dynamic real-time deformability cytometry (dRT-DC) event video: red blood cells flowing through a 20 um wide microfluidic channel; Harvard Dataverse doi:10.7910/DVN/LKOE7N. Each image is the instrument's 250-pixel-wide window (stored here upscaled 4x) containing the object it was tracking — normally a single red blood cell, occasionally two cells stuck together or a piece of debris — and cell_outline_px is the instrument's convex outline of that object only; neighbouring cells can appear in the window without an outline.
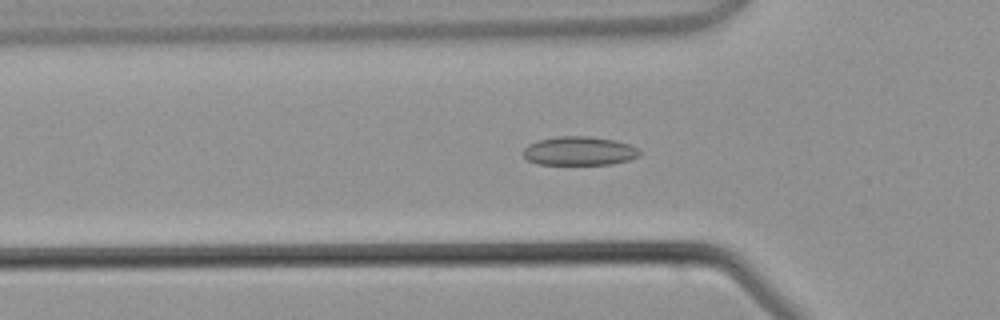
{"species": "common noctule bat (a hibernating species)", "species_latin": "Nyctalus noctula", "temperature_condition": "warm", "stored_images_in_passage": 43, "camera_frame_rate_fps": 3000, "um_per_image_px": 0.085, "animal": {"sex": "male", "body_mass_g": 21.5, "forearm_length_mm": 52.0}, "frame": {"image": 1, "passage_image": 13, "time_ms": 4.0, "image_size_px": [1000, 320], "cell_outline_px": [[640, 156], [628, 160], [612, 164], [536, 164], [528, 160], [524, 156], [524, 148], [528, 144], [540, 140], [556, 136], [588, 136], [616, 140], [628, 144], [636, 148], [640, 152]], "centroid_in_image_um": [49.23, 12.83], "position_along_channel_um": 76.6, "area_um2": 19.48}}
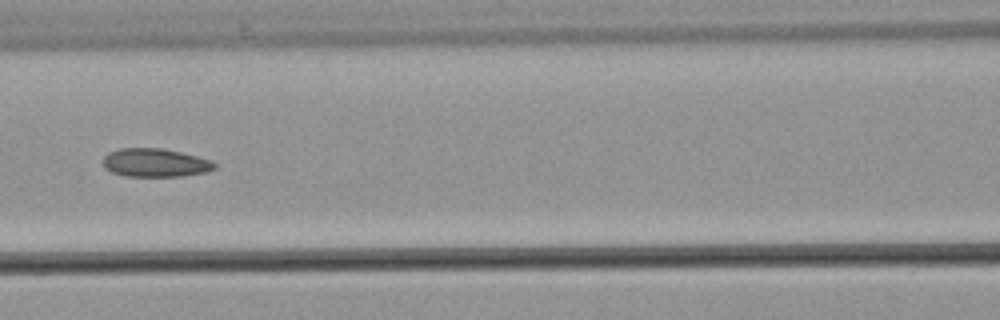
{"frame": {"image": 2, "passage_image": 18, "time_ms": 5.667, "image_size_px": [1000, 320], "cell_outline_px": [[216, 168], [208, 172], [180, 176], [124, 176], [112, 172], [104, 168], [104, 156], [108, 152], [120, 148], [164, 148], [212, 160], [216, 164]], "centroid_in_image_um": [13.2, 13.83], "position_along_channel_um": 153.4, "area_um2": 18.55}}
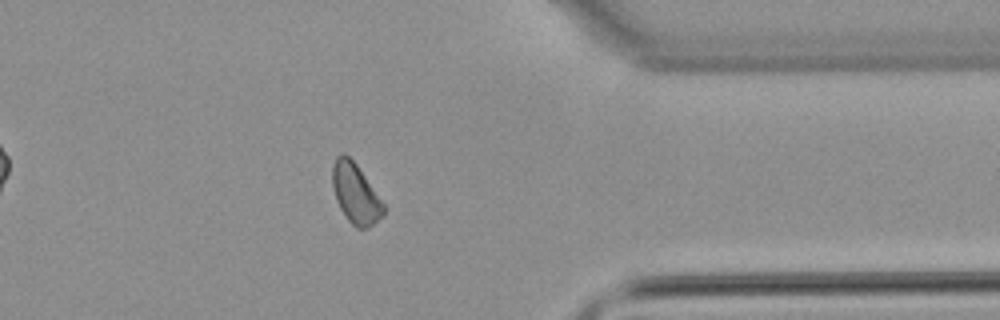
{"frame": {"image": 3, "passage_image": 34, "time_ms": 11.0, "image_size_px": [1000, 320], "cell_outline_px": [[384, 216], [368, 228], [356, 228], [348, 220], [340, 208], [336, 200], [332, 184], [332, 164], [336, 156], [340, 152], [344, 152], [356, 164], [384, 204]], "centroid_in_image_um": [30.2, 16.44], "position_along_channel_um": 381.2, "area_um2": 17.8}}